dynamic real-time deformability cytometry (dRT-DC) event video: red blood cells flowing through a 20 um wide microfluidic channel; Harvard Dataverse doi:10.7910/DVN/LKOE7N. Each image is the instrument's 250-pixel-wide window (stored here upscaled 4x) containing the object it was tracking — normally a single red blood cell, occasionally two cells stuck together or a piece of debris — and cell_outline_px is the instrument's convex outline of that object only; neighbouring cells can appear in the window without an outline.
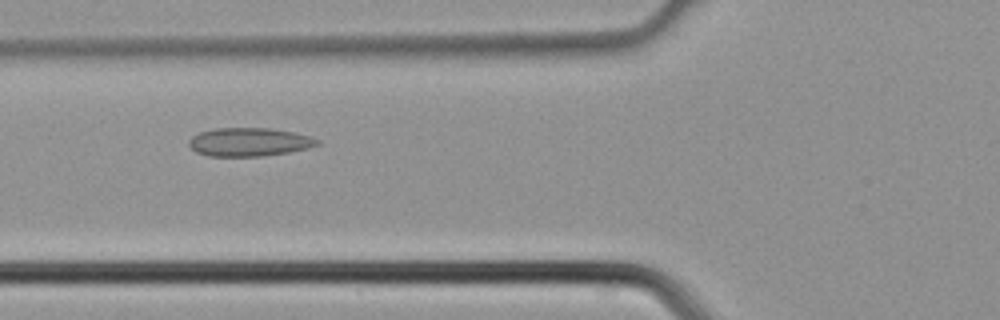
{"species": "common noctule bat (a hibernating species)", "species_latin": "Nyctalus noctula", "temperature_condition": "cold", "stored_images_in_passage": 2, "camera_frame_rate_fps": 3000, "um_per_image_px": 0.085, "animal": {"sex": "male", "body_mass_g": 21.5, "forearm_length_mm": 52.0}, "frame": {"image": 1, "passage_image": 2, "time_ms": 0.333, "image_size_px": [1000, 320], "cell_outline_px": [[320, 144], [308, 148], [288, 152], [264, 156], [208, 156], [196, 152], [188, 144], [188, 140], [192, 136], [200, 132], [216, 128], [268, 128], [292, 132], [312, 136], [320, 140]], "centroid_in_image_um": [21.19, 12.07], "position_along_channel_um": 104.6, "area_um2": 21.33}}